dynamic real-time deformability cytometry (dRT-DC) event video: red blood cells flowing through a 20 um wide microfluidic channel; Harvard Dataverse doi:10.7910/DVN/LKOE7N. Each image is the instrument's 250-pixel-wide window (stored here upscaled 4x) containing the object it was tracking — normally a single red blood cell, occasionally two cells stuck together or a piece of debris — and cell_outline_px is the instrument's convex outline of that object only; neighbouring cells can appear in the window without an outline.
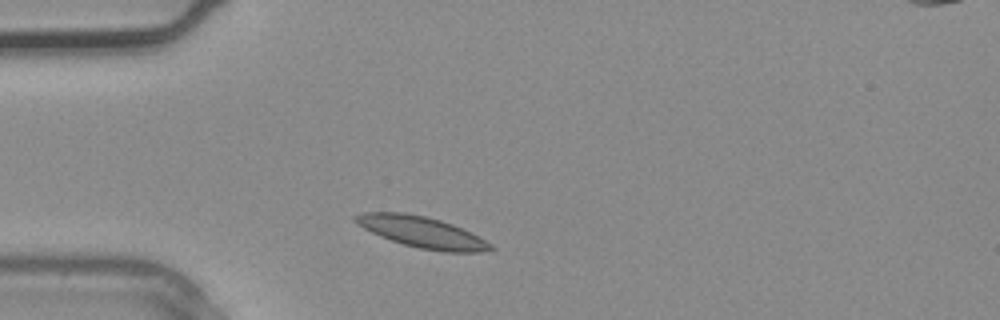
{"species": "common noctule bat (a hibernating species)", "species_latin": "Nyctalus noctula", "temperature_condition": "warm", "stored_images_in_passage": 1, "camera_frame_rate_fps": 3000, "um_per_image_px": 0.085, "animal": {"sex": "male", "body_mass_g": 20.4}, "frame": {"image": 1, "passage_image": 1, "time_ms": 0.0, "image_size_px": [1000, 320], "cell_outline_px": [[496, 248], [480, 252], [444, 252], [420, 248], [404, 244], [380, 236], [364, 228], [352, 220], [352, 216], [364, 212], [404, 212], [424, 216], [440, 220], [452, 224], [492, 244]], "centroid_in_image_um": [35.82, 19.72], "position_along_channel_um": 49.2, "area_um2": 24.16}}